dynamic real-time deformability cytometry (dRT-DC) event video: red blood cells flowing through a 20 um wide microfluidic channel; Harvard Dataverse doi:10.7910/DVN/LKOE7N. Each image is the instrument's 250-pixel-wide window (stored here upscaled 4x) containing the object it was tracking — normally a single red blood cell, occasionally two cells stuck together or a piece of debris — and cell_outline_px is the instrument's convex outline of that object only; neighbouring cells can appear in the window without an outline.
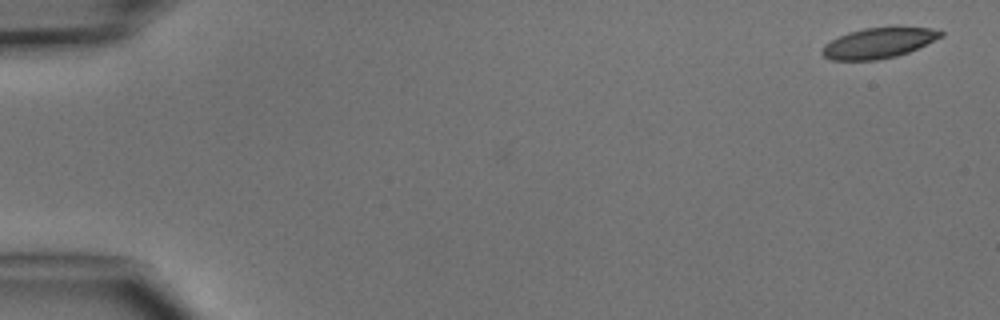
{"species": "common noctule bat (a hibernating species)", "species_latin": "Nyctalus noctula", "temperature_condition": "cold", "stored_images_in_passage": 3, "segment_of_instrument_passage": [2, 2], "camera_frame_rate_fps": 3000, "um_per_image_px": 0.085, "animal": {"sex": "male", "body_mass_g": 15.6}, "frame": {"image": 1, "passage_image": 3, "time_ms": 2.333, "image_size_px": [1000, 320], "cell_outline_px": [[944, 36], [908, 52], [896, 56], [876, 60], [832, 60], [824, 56], [820, 52], [824, 44], [848, 32], [864, 28], [932, 28], [944, 32]], "centroid_in_image_um": [74.66, 3.67], "position_along_channel_um": 10.3, "area_um2": 20.69}}